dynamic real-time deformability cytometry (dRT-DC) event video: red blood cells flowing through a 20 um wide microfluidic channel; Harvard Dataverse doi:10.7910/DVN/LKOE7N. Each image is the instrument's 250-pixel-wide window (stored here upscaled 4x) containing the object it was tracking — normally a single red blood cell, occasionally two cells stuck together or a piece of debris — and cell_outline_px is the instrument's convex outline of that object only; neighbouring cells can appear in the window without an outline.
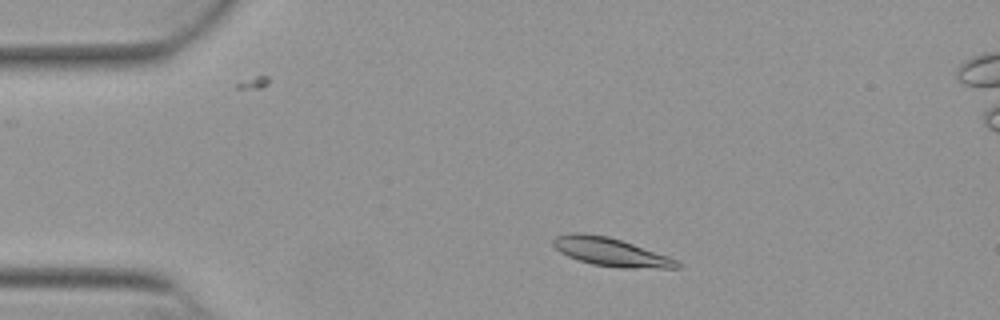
{"species": "Egyptian fruit bat (a non-hibernating species)", "species_latin": "Rousettus aegyptiacus", "temperature_condition": "warm", "stored_images_in_passage": 48, "camera_frame_rate_fps": 3000, "um_per_image_px": 0.085, "animal": {"sex": "female"}, "frame": {"image": 1, "passage_image": 6, "time_ms": 1.667, "image_size_px": [1000, 320], "cell_outline_px": [[680, 268], [620, 268], [592, 264], [568, 256], [560, 252], [552, 244], [552, 240], [556, 236], [572, 232], [584, 232], [608, 236], [668, 256], [676, 260], [680, 264]], "centroid_in_image_um": [51.88, 21.41], "position_along_channel_um": 33.1, "area_um2": 20.35}}
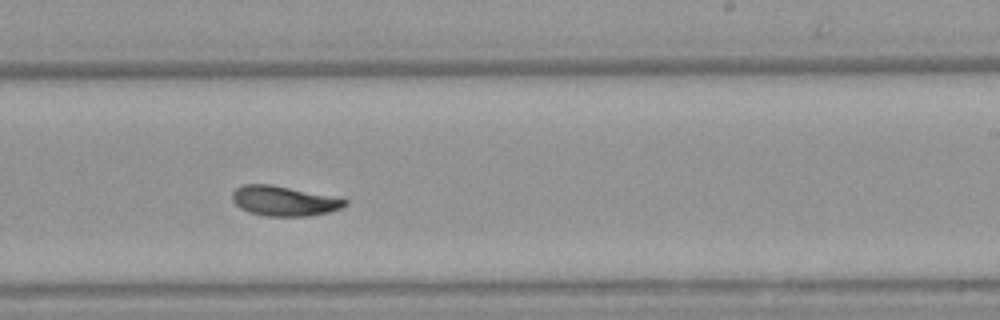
{"frame": {"image": 2, "passage_image": 28, "time_ms": 9.0, "image_size_px": [1000, 320], "cell_outline_px": [[348, 204], [340, 208], [328, 212], [312, 216], [264, 216], [248, 212], [240, 208], [232, 200], [232, 192], [236, 188], [244, 184], [272, 184], [340, 196], [348, 200]], "centroid_in_image_um": [24.19, 17.07], "position_along_channel_um": 264.8, "area_um2": 20.17}}
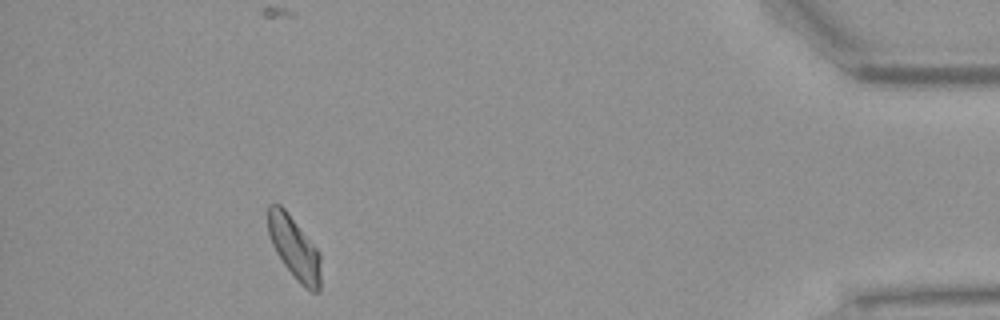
{"frame": {"image": 3, "passage_image": 44, "time_ms": 14.333, "image_size_px": [1000, 320], "cell_outline_px": [[320, 292], [312, 292], [284, 264], [276, 252], [272, 244], [268, 232], [268, 204], [280, 204], [284, 208], [320, 252]], "centroid_in_image_um": [25.01, 21.02], "position_along_channel_um": 410.2, "area_um2": 18.61}, "authors_computed_cell_mechanics": {"area_um2": 19.8254, "velocity_mm_per_s": 3.8262, "shape_relaxation_time_tau1_ms": 6.0385, "shape_relaxation_time_tau2_ms": 2.4716, "deformation_change_tau1": 0.1489, "deformation_change_tau2": 0.0677}}